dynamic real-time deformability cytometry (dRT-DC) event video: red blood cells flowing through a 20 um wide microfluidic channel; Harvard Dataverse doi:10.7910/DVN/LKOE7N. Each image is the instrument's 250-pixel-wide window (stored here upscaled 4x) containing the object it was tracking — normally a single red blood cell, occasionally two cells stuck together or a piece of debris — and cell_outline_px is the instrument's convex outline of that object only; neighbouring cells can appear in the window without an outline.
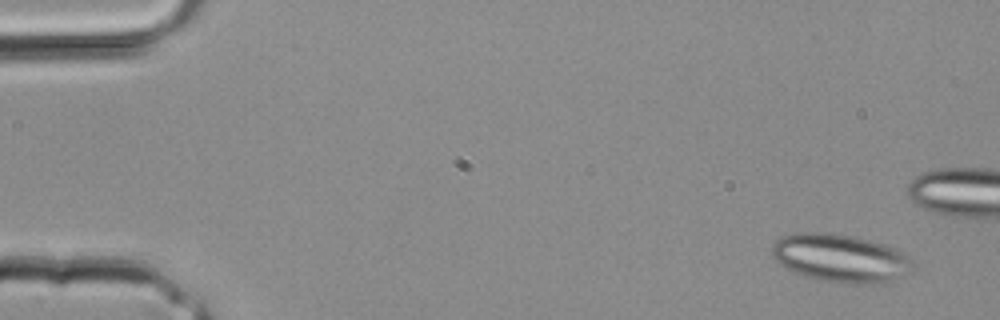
{"species": "common noctule bat (a hibernating species)", "species_latin": "Nyctalus noctula", "temperature_condition": "room temperature", "stored_images_in_passage": 4, "camera_frame_rate_fps": 3000, "um_per_image_px": 0.085, "animal": {"sex": "male", "body_mass_g": 20.4}, "frame": {"image": 1, "passage_image": 1, "time_ms": 0.0, "image_size_px": [1000, 320], "cell_outline_px": [[912, 272], [888, 284], [852, 284], [824, 280], [804, 276], [784, 268], [772, 256], [772, 244], [776, 240], [792, 232], [824, 232], [856, 236], [884, 244], [904, 252], [912, 260]], "centroid_in_image_um": [71.48, 21.95], "position_along_channel_um": 13.5, "area_um2": 40.11}}